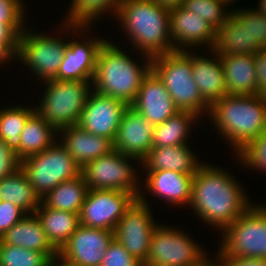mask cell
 <instances>
[{
	"mask_svg": "<svg viewBox=\"0 0 266 266\" xmlns=\"http://www.w3.org/2000/svg\"><path fill=\"white\" fill-rule=\"evenodd\" d=\"M28 213L10 202L0 201V238Z\"/></svg>",
	"mask_w": 266,
	"mask_h": 266,
	"instance_id": "ab89813d",
	"label": "cell"
},
{
	"mask_svg": "<svg viewBox=\"0 0 266 266\" xmlns=\"http://www.w3.org/2000/svg\"><path fill=\"white\" fill-rule=\"evenodd\" d=\"M142 193L119 220L114 238L139 262L144 264L152 234L157 227Z\"/></svg>",
	"mask_w": 266,
	"mask_h": 266,
	"instance_id": "7c38bea8",
	"label": "cell"
},
{
	"mask_svg": "<svg viewBox=\"0 0 266 266\" xmlns=\"http://www.w3.org/2000/svg\"><path fill=\"white\" fill-rule=\"evenodd\" d=\"M0 244L15 245L18 247L45 253L51 260L58 258V250L52 245L36 214L26 215L17 224H14L1 238Z\"/></svg>",
	"mask_w": 266,
	"mask_h": 266,
	"instance_id": "44dd1931",
	"label": "cell"
},
{
	"mask_svg": "<svg viewBox=\"0 0 266 266\" xmlns=\"http://www.w3.org/2000/svg\"><path fill=\"white\" fill-rule=\"evenodd\" d=\"M151 60L140 68L121 49L106 41L97 55L92 79L95 92L120 99L130 106L142 80L151 70Z\"/></svg>",
	"mask_w": 266,
	"mask_h": 266,
	"instance_id": "277c9868",
	"label": "cell"
},
{
	"mask_svg": "<svg viewBox=\"0 0 266 266\" xmlns=\"http://www.w3.org/2000/svg\"><path fill=\"white\" fill-rule=\"evenodd\" d=\"M232 178L226 171L201 165L192 180L191 207L204 221L222 231L251 206Z\"/></svg>",
	"mask_w": 266,
	"mask_h": 266,
	"instance_id": "6da1fadb",
	"label": "cell"
},
{
	"mask_svg": "<svg viewBox=\"0 0 266 266\" xmlns=\"http://www.w3.org/2000/svg\"><path fill=\"white\" fill-rule=\"evenodd\" d=\"M214 54L227 56L230 54H256L263 48L252 42L251 35L241 22L232 14L216 30V40L213 48Z\"/></svg>",
	"mask_w": 266,
	"mask_h": 266,
	"instance_id": "d4e9b609",
	"label": "cell"
},
{
	"mask_svg": "<svg viewBox=\"0 0 266 266\" xmlns=\"http://www.w3.org/2000/svg\"><path fill=\"white\" fill-rule=\"evenodd\" d=\"M35 109L12 107L0 110V139L16 153L20 159L21 132L28 118L35 112Z\"/></svg>",
	"mask_w": 266,
	"mask_h": 266,
	"instance_id": "1f68e13d",
	"label": "cell"
},
{
	"mask_svg": "<svg viewBox=\"0 0 266 266\" xmlns=\"http://www.w3.org/2000/svg\"><path fill=\"white\" fill-rule=\"evenodd\" d=\"M114 231L79 225L58 251L59 263L70 266H100Z\"/></svg>",
	"mask_w": 266,
	"mask_h": 266,
	"instance_id": "5bb4252c",
	"label": "cell"
},
{
	"mask_svg": "<svg viewBox=\"0 0 266 266\" xmlns=\"http://www.w3.org/2000/svg\"><path fill=\"white\" fill-rule=\"evenodd\" d=\"M151 70L165 85L179 111H190L199 117L205 109L210 110L192 77V55L188 51L175 50L153 57Z\"/></svg>",
	"mask_w": 266,
	"mask_h": 266,
	"instance_id": "5b68a950",
	"label": "cell"
},
{
	"mask_svg": "<svg viewBox=\"0 0 266 266\" xmlns=\"http://www.w3.org/2000/svg\"><path fill=\"white\" fill-rule=\"evenodd\" d=\"M41 204L42 206H40ZM35 214L39 218L49 241L58 251L80 225L79 214L52 209L42 201Z\"/></svg>",
	"mask_w": 266,
	"mask_h": 266,
	"instance_id": "4316f807",
	"label": "cell"
},
{
	"mask_svg": "<svg viewBox=\"0 0 266 266\" xmlns=\"http://www.w3.org/2000/svg\"><path fill=\"white\" fill-rule=\"evenodd\" d=\"M135 257H133L121 243L115 238L109 244L104 254L100 266H141Z\"/></svg>",
	"mask_w": 266,
	"mask_h": 266,
	"instance_id": "f35d334b",
	"label": "cell"
},
{
	"mask_svg": "<svg viewBox=\"0 0 266 266\" xmlns=\"http://www.w3.org/2000/svg\"><path fill=\"white\" fill-rule=\"evenodd\" d=\"M244 27H247L252 42H257L263 49H266V16L258 9L256 11L238 9L231 12Z\"/></svg>",
	"mask_w": 266,
	"mask_h": 266,
	"instance_id": "d590c367",
	"label": "cell"
},
{
	"mask_svg": "<svg viewBox=\"0 0 266 266\" xmlns=\"http://www.w3.org/2000/svg\"><path fill=\"white\" fill-rule=\"evenodd\" d=\"M106 40L80 43L67 42L65 56L59 66L56 80L89 81L93 79L97 55ZM80 43V44H79Z\"/></svg>",
	"mask_w": 266,
	"mask_h": 266,
	"instance_id": "d6986e66",
	"label": "cell"
},
{
	"mask_svg": "<svg viewBox=\"0 0 266 266\" xmlns=\"http://www.w3.org/2000/svg\"><path fill=\"white\" fill-rule=\"evenodd\" d=\"M237 155L247 166L266 171V129L258 138L250 141Z\"/></svg>",
	"mask_w": 266,
	"mask_h": 266,
	"instance_id": "8d00e7d4",
	"label": "cell"
},
{
	"mask_svg": "<svg viewBox=\"0 0 266 266\" xmlns=\"http://www.w3.org/2000/svg\"><path fill=\"white\" fill-rule=\"evenodd\" d=\"M130 106L154 126L162 124L179 111L165 85L152 70L142 80Z\"/></svg>",
	"mask_w": 266,
	"mask_h": 266,
	"instance_id": "e0dca14e",
	"label": "cell"
},
{
	"mask_svg": "<svg viewBox=\"0 0 266 266\" xmlns=\"http://www.w3.org/2000/svg\"><path fill=\"white\" fill-rule=\"evenodd\" d=\"M211 261H209L205 266H217L216 264V262H214L215 264H213V263H210Z\"/></svg>",
	"mask_w": 266,
	"mask_h": 266,
	"instance_id": "681fc988",
	"label": "cell"
},
{
	"mask_svg": "<svg viewBox=\"0 0 266 266\" xmlns=\"http://www.w3.org/2000/svg\"><path fill=\"white\" fill-rule=\"evenodd\" d=\"M182 7L201 16L215 30L224 23L231 13L224 12L222 8L225 7V4L219 0H184Z\"/></svg>",
	"mask_w": 266,
	"mask_h": 266,
	"instance_id": "e575fe53",
	"label": "cell"
},
{
	"mask_svg": "<svg viewBox=\"0 0 266 266\" xmlns=\"http://www.w3.org/2000/svg\"><path fill=\"white\" fill-rule=\"evenodd\" d=\"M124 101L97 92L90 93L78 125L97 136L114 141L124 111Z\"/></svg>",
	"mask_w": 266,
	"mask_h": 266,
	"instance_id": "9a60e30c",
	"label": "cell"
},
{
	"mask_svg": "<svg viewBox=\"0 0 266 266\" xmlns=\"http://www.w3.org/2000/svg\"><path fill=\"white\" fill-rule=\"evenodd\" d=\"M153 1L169 10L181 7L184 2V0H153Z\"/></svg>",
	"mask_w": 266,
	"mask_h": 266,
	"instance_id": "f6af8a7d",
	"label": "cell"
},
{
	"mask_svg": "<svg viewBox=\"0 0 266 266\" xmlns=\"http://www.w3.org/2000/svg\"><path fill=\"white\" fill-rule=\"evenodd\" d=\"M21 167V160L4 141L0 139V180L13 174Z\"/></svg>",
	"mask_w": 266,
	"mask_h": 266,
	"instance_id": "b9f144b4",
	"label": "cell"
},
{
	"mask_svg": "<svg viewBox=\"0 0 266 266\" xmlns=\"http://www.w3.org/2000/svg\"><path fill=\"white\" fill-rule=\"evenodd\" d=\"M217 266H266V259L236 257L219 251Z\"/></svg>",
	"mask_w": 266,
	"mask_h": 266,
	"instance_id": "ee69618b",
	"label": "cell"
},
{
	"mask_svg": "<svg viewBox=\"0 0 266 266\" xmlns=\"http://www.w3.org/2000/svg\"><path fill=\"white\" fill-rule=\"evenodd\" d=\"M63 146L81 169L89 162L107 155L114 150L111 139L97 136L82 129L79 125L63 128Z\"/></svg>",
	"mask_w": 266,
	"mask_h": 266,
	"instance_id": "ffe728a7",
	"label": "cell"
},
{
	"mask_svg": "<svg viewBox=\"0 0 266 266\" xmlns=\"http://www.w3.org/2000/svg\"><path fill=\"white\" fill-rule=\"evenodd\" d=\"M21 169L40 199L61 182L80 176L82 170L61 143L22 159Z\"/></svg>",
	"mask_w": 266,
	"mask_h": 266,
	"instance_id": "52a82bcc",
	"label": "cell"
},
{
	"mask_svg": "<svg viewBox=\"0 0 266 266\" xmlns=\"http://www.w3.org/2000/svg\"><path fill=\"white\" fill-rule=\"evenodd\" d=\"M22 5L21 0H0V22L6 25H22Z\"/></svg>",
	"mask_w": 266,
	"mask_h": 266,
	"instance_id": "60d3db41",
	"label": "cell"
},
{
	"mask_svg": "<svg viewBox=\"0 0 266 266\" xmlns=\"http://www.w3.org/2000/svg\"><path fill=\"white\" fill-rule=\"evenodd\" d=\"M223 231L224 254L266 259V206H250Z\"/></svg>",
	"mask_w": 266,
	"mask_h": 266,
	"instance_id": "ba28073f",
	"label": "cell"
},
{
	"mask_svg": "<svg viewBox=\"0 0 266 266\" xmlns=\"http://www.w3.org/2000/svg\"><path fill=\"white\" fill-rule=\"evenodd\" d=\"M0 201L10 202L25 213L34 214L41 199L33 191V187L21 167L13 174L0 180Z\"/></svg>",
	"mask_w": 266,
	"mask_h": 266,
	"instance_id": "83f0119b",
	"label": "cell"
},
{
	"mask_svg": "<svg viewBox=\"0 0 266 266\" xmlns=\"http://www.w3.org/2000/svg\"><path fill=\"white\" fill-rule=\"evenodd\" d=\"M138 198L120 190L91 189L79 214L80 224L114 231L119 220Z\"/></svg>",
	"mask_w": 266,
	"mask_h": 266,
	"instance_id": "8fae6325",
	"label": "cell"
},
{
	"mask_svg": "<svg viewBox=\"0 0 266 266\" xmlns=\"http://www.w3.org/2000/svg\"><path fill=\"white\" fill-rule=\"evenodd\" d=\"M169 12L153 0H123L118 9L117 17L146 60L174 51Z\"/></svg>",
	"mask_w": 266,
	"mask_h": 266,
	"instance_id": "7a4b0ae2",
	"label": "cell"
},
{
	"mask_svg": "<svg viewBox=\"0 0 266 266\" xmlns=\"http://www.w3.org/2000/svg\"><path fill=\"white\" fill-rule=\"evenodd\" d=\"M222 61L227 95L257 94L255 54L219 56Z\"/></svg>",
	"mask_w": 266,
	"mask_h": 266,
	"instance_id": "7402d4cb",
	"label": "cell"
},
{
	"mask_svg": "<svg viewBox=\"0 0 266 266\" xmlns=\"http://www.w3.org/2000/svg\"><path fill=\"white\" fill-rule=\"evenodd\" d=\"M219 1H222L225 5L227 4H230L233 2V0H219ZM235 1V0H234ZM229 2V3H228Z\"/></svg>",
	"mask_w": 266,
	"mask_h": 266,
	"instance_id": "c3c4849f",
	"label": "cell"
},
{
	"mask_svg": "<svg viewBox=\"0 0 266 266\" xmlns=\"http://www.w3.org/2000/svg\"><path fill=\"white\" fill-rule=\"evenodd\" d=\"M122 1L123 0H73L66 23L70 29L80 28L83 30L82 28L88 27V23L96 19L100 13L106 12L107 9H113L115 14H117Z\"/></svg>",
	"mask_w": 266,
	"mask_h": 266,
	"instance_id": "d6a6232c",
	"label": "cell"
},
{
	"mask_svg": "<svg viewBox=\"0 0 266 266\" xmlns=\"http://www.w3.org/2000/svg\"><path fill=\"white\" fill-rule=\"evenodd\" d=\"M257 95L266 97V49L255 54Z\"/></svg>",
	"mask_w": 266,
	"mask_h": 266,
	"instance_id": "7bdbcfd3",
	"label": "cell"
},
{
	"mask_svg": "<svg viewBox=\"0 0 266 266\" xmlns=\"http://www.w3.org/2000/svg\"><path fill=\"white\" fill-rule=\"evenodd\" d=\"M159 226V227H158ZM197 243L179 230L157 225L145 265L151 266H205L209 260Z\"/></svg>",
	"mask_w": 266,
	"mask_h": 266,
	"instance_id": "9c48e42d",
	"label": "cell"
},
{
	"mask_svg": "<svg viewBox=\"0 0 266 266\" xmlns=\"http://www.w3.org/2000/svg\"><path fill=\"white\" fill-rule=\"evenodd\" d=\"M55 129L35 111L21 132L20 160L48 149L54 142Z\"/></svg>",
	"mask_w": 266,
	"mask_h": 266,
	"instance_id": "f546056e",
	"label": "cell"
},
{
	"mask_svg": "<svg viewBox=\"0 0 266 266\" xmlns=\"http://www.w3.org/2000/svg\"><path fill=\"white\" fill-rule=\"evenodd\" d=\"M23 25H6L0 22V63L18 54L19 36Z\"/></svg>",
	"mask_w": 266,
	"mask_h": 266,
	"instance_id": "74e56055",
	"label": "cell"
},
{
	"mask_svg": "<svg viewBox=\"0 0 266 266\" xmlns=\"http://www.w3.org/2000/svg\"><path fill=\"white\" fill-rule=\"evenodd\" d=\"M170 34L174 51H184V46L210 44L214 47L216 30L201 16L181 7L173 8L169 12ZM174 39V40H173ZM174 42H179L180 48Z\"/></svg>",
	"mask_w": 266,
	"mask_h": 266,
	"instance_id": "ac0fdd59",
	"label": "cell"
},
{
	"mask_svg": "<svg viewBox=\"0 0 266 266\" xmlns=\"http://www.w3.org/2000/svg\"><path fill=\"white\" fill-rule=\"evenodd\" d=\"M198 115L190 111H178L162 124L154 127L152 147H171L186 144L190 130L189 123L194 122Z\"/></svg>",
	"mask_w": 266,
	"mask_h": 266,
	"instance_id": "4dcf8cb0",
	"label": "cell"
},
{
	"mask_svg": "<svg viewBox=\"0 0 266 266\" xmlns=\"http://www.w3.org/2000/svg\"><path fill=\"white\" fill-rule=\"evenodd\" d=\"M148 171L171 170L184 174H196L202 163H198L187 145L152 147L141 161Z\"/></svg>",
	"mask_w": 266,
	"mask_h": 266,
	"instance_id": "484cf974",
	"label": "cell"
},
{
	"mask_svg": "<svg viewBox=\"0 0 266 266\" xmlns=\"http://www.w3.org/2000/svg\"><path fill=\"white\" fill-rule=\"evenodd\" d=\"M194 175L171 170L148 171L147 189L174 205H190Z\"/></svg>",
	"mask_w": 266,
	"mask_h": 266,
	"instance_id": "603a6c76",
	"label": "cell"
},
{
	"mask_svg": "<svg viewBox=\"0 0 266 266\" xmlns=\"http://www.w3.org/2000/svg\"><path fill=\"white\" fill-rule=\"evenodd\" d=\"M29 33L24 29L19 36L17 58L28 65L45 82L56 79L59 66L65 56L67 42L54 37Z\"/></svg>",
	"mask_w": 266,
	"mask_h": 266,
	"instance_id": "4fadbf2b",
	"label": "cell"
},
{
	"mask_svg": "<svg viewBox=\"0 0 266 266\" xmlns=\"http://www.w3.org/2000/svg\"><path fill=\"white\" fill-rule=\"evenodd\" d=\"M258 9L266 16V0H260Z\"/></svg>",
	"mask_w": 266,
	"mask_h": 266,
	"instance_id": "bcb514c9",
	"label": "cell"
},
{
	"mask_svg": "<svg viewBox=\"0 0 266 266\" xmlns=\"http://www.w3.org/2000/svg\"><path fill=\"white\" fill-rule=\"evenodd\" d=\"M128 159L135 160L136 158L113 150L86 164L82 168L81 174L89 190H120L132 193L138 198L140 195L139 185L135 180L137 179L135 170L128 163Z\"/></svg>",
	"mask_w": 266,
	"mask_h": 266,
	"instance_id": "30bf717a",
	"label": "cell"
},
{
	"mask_svg": "<svg viewBox=\"0 0 266 266\" xmlns=\"http://www.w3.org/2000/svg\"><path fill=\"white\" fill-rule=\"evenodd\" d=\"M192 55V77L203 100L211 107L227 95L222 61Z\"/></svg>",
	"mask_w": 266,
	"mask_h": 266,
	"instance_id": "cb8c5ba5",
	"label": "cell"
},
{
	"mask_svg": "<svg viewBox=\"0 0 266 266\" xmlns=\"http://www.w3.org/2000/svg\"><path fill=\"white\" fill-rule=\"evenodd\" d=\"M88 191L89 188L81 174L58 184L41 201L52 209L80 214Z\"/></svg>",
	"mask_w": 266,
	"mask_h": 266,
	"instance_id": "f1b7e54d",
	"label": "cell"
},
{
	"mask_svg": "<svg viewBox=\"0 0 266 266\" xmlns=\"http://www.w3.org/2000/svg\"><path fill=\"white\" fill-rule=\"evenodd\" d=\"M45 83L46 93L35 110L56 131L78 125L88 96L92 93L88 88L90 81L52 79Z\"/></svg>",
	"mask_w": 266,
	"mask_h": 266,
	"instance_id": "8992f818",
	"label": "cell"
},
{
	"mask_svg": "<svg viewBox=\"0 0 266 266\" xmlns=\"http://www.w3.org/2000/svg\"><path fill=\"white\" fill-rule=\"evenodd\" d=\"M51 261L43 252L0 244V266H49Z\"/></svg>",
	"mask_w": 266,
	"mask_h": 266,
	"instance_id": "836d02e7",
	"label": "cell"
},
{
	"mask_svg": "<svg viewBox=\"0 0 266 266\" xmlns=\"http://www.w3.org/2000/svg\"><path fill=\"white\" fill-rule=\"evenodd\" d=\"M57 259H55V260H52L51 261V263L49 264V266H70V265H67V264H65L64 262H61L60 264H56L55 262H57L56 261ZM56 264V265H55Z\"/></svg>",
	"mask_w": 266,
	"mask_h": 266,
	"instance_id": "7dc6e473",
	"label": "cell"
},
{
	"mask_svg": "<svg viewBox=\"0 0 266 266\" xmlns=\"http://www.w3.org/2000/svg\"><path fill=\"white\" fill-rule=\"evenodd\" d=\"M154 125L128 106L114 138V150L143 161L152 148Z\"/></svg>",
	"mask_w": 266,
	"mask_h": 266,
	"instance_id": "2e32d148",
	"label": "cell"
},
{
	"mask_svg": "<svg viewBox=\"0 0 266 266\" xmlns=\"http://www.w3.org/2000/svg\"><path fill=\"white\" fill-rule=\"evenodd\" d=\"M208 113L237 152L266 129L265 96L226 95L216 101Z\"/></svg>",
	"mask_w": 266,
	"mask_h": 266,
	"instance_id": "3957f363",
	"label": "cell"
}]
</instances>
